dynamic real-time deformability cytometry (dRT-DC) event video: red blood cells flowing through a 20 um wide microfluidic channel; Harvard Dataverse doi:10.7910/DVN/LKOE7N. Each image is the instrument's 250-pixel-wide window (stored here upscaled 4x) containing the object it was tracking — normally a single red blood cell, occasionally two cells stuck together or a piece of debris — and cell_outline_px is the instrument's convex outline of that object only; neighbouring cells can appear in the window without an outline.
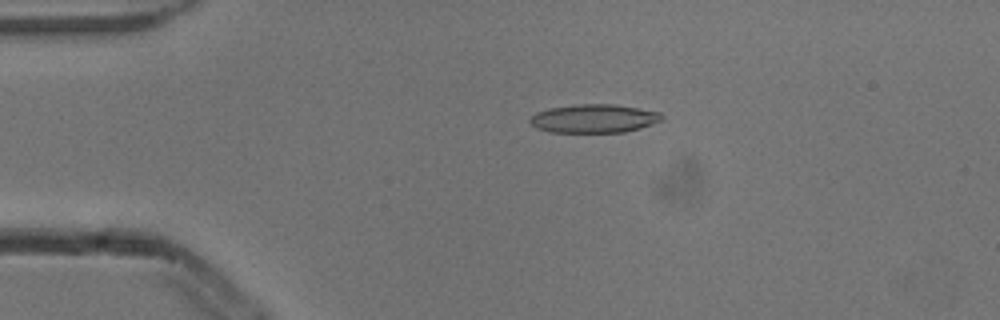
{"species": "common noctule bat (a hibernating species)", "species_latin": "Nyctalus noctula", "temperature_condition": "cold", "stored_images_in_passage": 5, "camera_frame_rate_fps": 3000, "um_per_image_px": 0.085, "animal": {"sex": "male", "body_mass_g": 13.3}, "frame": {"image": 1, "passage_image": 4, "time_ms": 1.0, "image_size_px": [1000, 320], "cell_outline_px": [[664, 116], [660, 120], [640, 128], [624, 132], [548, 132], [536, 128], [528, 120], [536, 112], [552, 108], [580, 104], [616, 104], [660, 112]], "centroid_in_image_um": [50.48, 10.07], "position_along_channel_um": 34.5, "area_um2": 21.73}}